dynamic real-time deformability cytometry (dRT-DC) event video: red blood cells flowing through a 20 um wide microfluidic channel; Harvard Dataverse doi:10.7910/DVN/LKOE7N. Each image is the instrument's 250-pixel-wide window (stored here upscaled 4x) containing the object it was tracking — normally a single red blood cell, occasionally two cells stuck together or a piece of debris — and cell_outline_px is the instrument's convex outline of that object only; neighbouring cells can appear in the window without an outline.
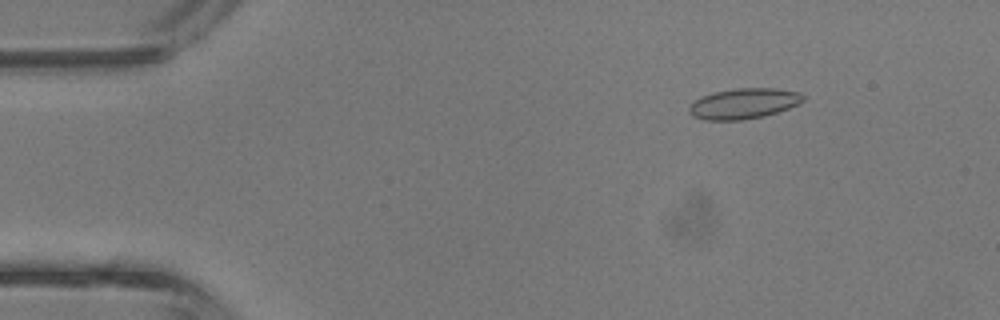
{"species": "common noctule bat (a hibernating species)", "species_latin": "Nyctalus noctula", "temperature_condition": "room temperature", "stored_images_in_passage": 43, "camera_frame_rate_fps": 3000, "um_per_image_px": 0.085, "animal": {"sex": "male", "body_mass_g": 13.3}, "frame": {"image": 1, "passage_image": 6, "time_ms": 1.667, "image_size_px": [1000, 320], "cell_outline_px": [[804, 100], [788, 108], [764, 116], [740, 120], [704, 120], [692, 116], [688, 112], [688, 108], [696, 100], [704, 96], [716, 92], [736, 88], [776, 88], [796, 92], [804, 96]], "centroid_in_image_um": [63.19, 8.81], "position_along_channel_um": 21.8, "area_um2": 19.94}}
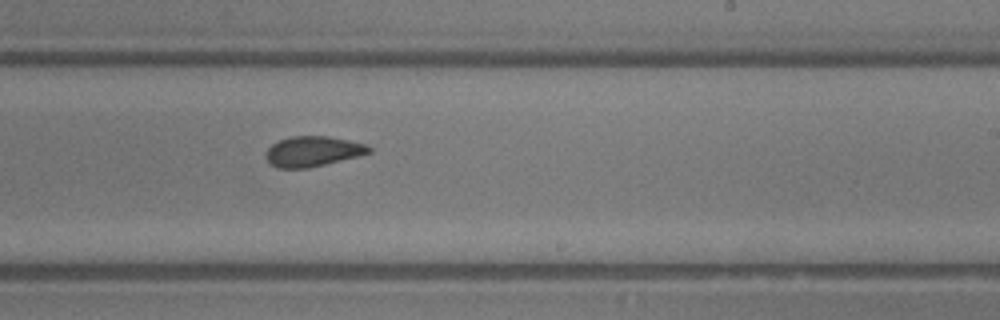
{"frame": {"image": 2, "passage_image": 26, "time_ms": 8.333, "image_size_px": [1000, 320], "cell_outline_px": [[372, 152], [308, 168], [280, 168], [272, 164], [264, 156], [268, 148], [272, 144], [288, 136], [328, 136], [368, 144], [372, 148]], "centroid_in_image_um": [26.59, 12.85], "position_along_channel_um": 262.4, "area_um2": 18.03}}
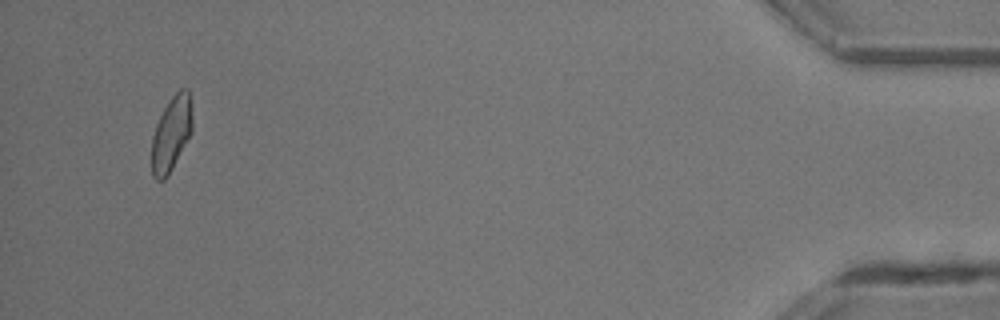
{"frame": {"image": 3, "passage_image": 41, "time_ms": 13.333, "image_size_px": [1000, 320], "cell_outline_px": [[192, 132], [168, 176], [164, 180], [156, 180], [152, 176], [152, 136], [156, 124], [164, 108], [172, 96], [180, 88], [188, 88], [192, 116]], "centroid_in_image_um": [14.56, 11.38], "position_along_channel_um": 420.6, "area_um2": 17.69}, "authors_computed_cell_mechanics": {"area_um2": 18.9006, "velocity_mm_per_s": 4.8231, "shape_relaxation_time_tau1_ms": 10.2977, "shape_relaxation_time_tau2_ms": 2.3053, "deformation_change_tau1": 0.183, "deformation_change_tau2": 0.0571}}